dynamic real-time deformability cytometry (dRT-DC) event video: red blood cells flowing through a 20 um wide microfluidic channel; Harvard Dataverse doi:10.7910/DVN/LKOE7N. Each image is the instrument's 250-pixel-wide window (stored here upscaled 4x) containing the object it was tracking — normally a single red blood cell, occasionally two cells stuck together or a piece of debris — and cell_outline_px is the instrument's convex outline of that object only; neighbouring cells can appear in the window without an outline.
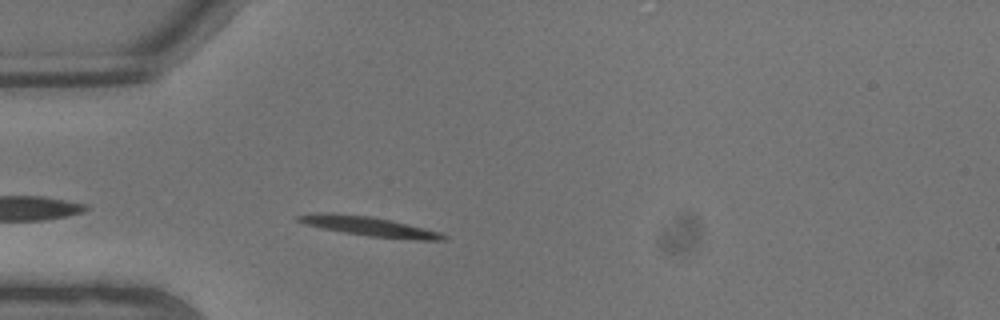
{"species": "common noctule bat (a hibernating species)", "species_latin": "Nyctalus noctula", "temperature_condition": "warm", "stored_images_in_passage": 7, "camera_frame_rate_fps": 3000, "um_per_image_px": 0.085, "animal": {"sex": "male", "body_mass_g": 13.3}, "frame": {"image": 1, "passage_image": 3, "time_ms": 0.667, "image_size_px": [1000, 320], "cell_outline_px": [[448, 236], [444, 240], [416, 240], [368, 236], [344, 232], [304, 224], [296, 220], [296, 216], [316, 212], [332, 212], [368, 216], [388, 220], [424, 228], [440, 232]], "centroid_in_image_um": [31.35, 19.24], "position_along_channel_um": 53.7, "area_um2": 16.3}}
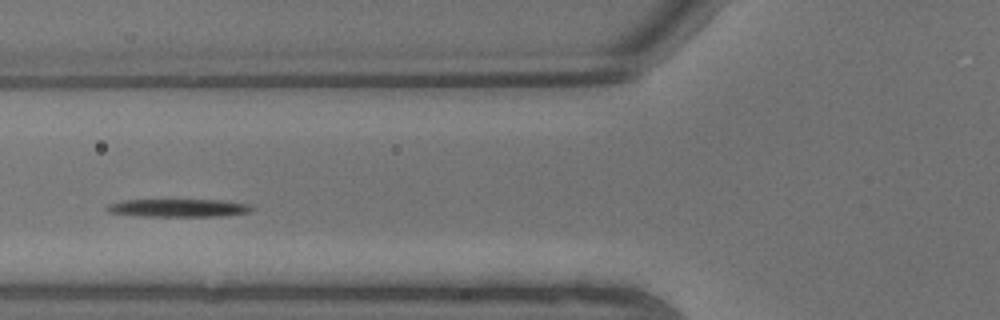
{"frame": {"image": 2, "passage_image": 5, "time_ms": 1.333, "image_size_px": [1000, 320], "cell_outline_px": [[252, 208], [248, 212], [224, 216], [144, 216], [108, 212], [108, 204], [124, 200], [220, 200], [248, 204]], "centroid_in_image_um": [15.17, 17.67], "position_along_channel_um": 110.6, "area_um2": 14.8}}
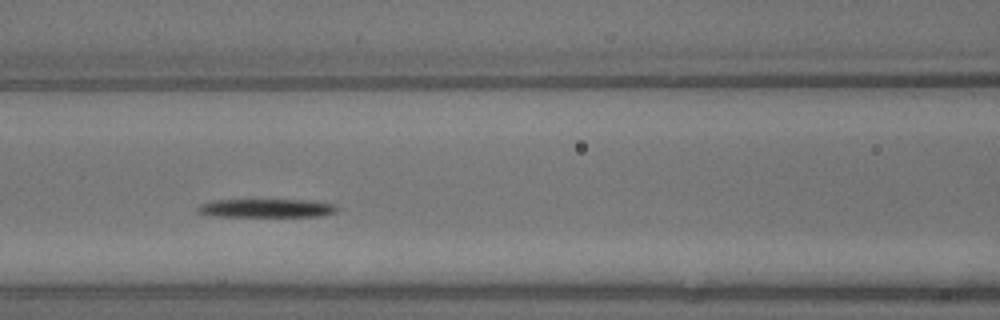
{"frame": {"image": 3, "passage_image": 6, "time_ms": 1.667, "image_size_px": [1000, 320], "cell_outline_px": [[340, 208], [336, 212], [320, 216], [212, 216], [196, 212], [196, 208], [200, 204], [212, 200], [312, 200], [336, 204]], "centroid_in_image_um": [22.66, 17.69], "position_along_channel_um": 143.9, "area_um2": 15.14}}